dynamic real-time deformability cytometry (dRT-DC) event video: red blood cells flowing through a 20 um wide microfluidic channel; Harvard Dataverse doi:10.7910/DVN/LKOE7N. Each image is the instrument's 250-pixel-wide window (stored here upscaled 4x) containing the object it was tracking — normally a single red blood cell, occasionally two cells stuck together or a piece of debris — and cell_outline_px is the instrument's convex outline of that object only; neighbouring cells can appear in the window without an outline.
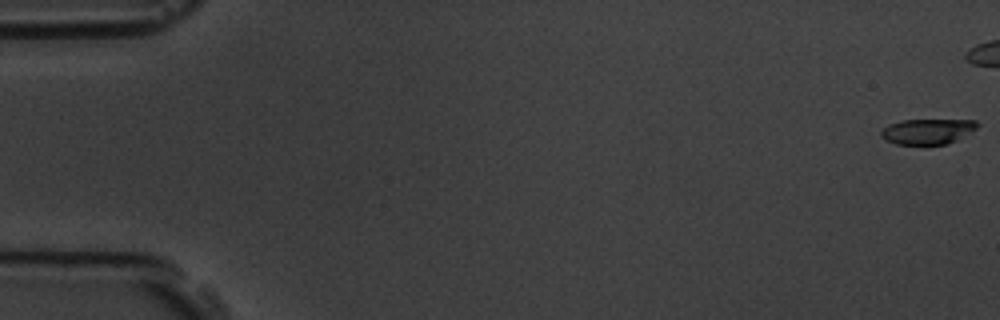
{"species": "common noctule bat (a hibernating species)", "species_latin": "Nyctalus noctula", "temperature_condition": "room temperature", "stored_images_in_passage": 47, "camera_frame_rate_fps": 3000, "um_per_image_px": 0.085, "animal": {"sex": "male", "body_mass_g": 19.5, "forearm_length_mm": 54.6}, "frame": {"image": 1, "passage_image": 1, "time_ms": 0.0, "image_size_px": [1000, 320], "cell_outline_px": [[980, 124], [972, 132], [948, 144], [896, 144], [880, 136], [880, 132], [888, 124], [900, 120], [976, 120]], "centroid_in_image_um": [78.86, 11.16], "position_along_channel_um": 6.1, "area_um2": 14.22}}
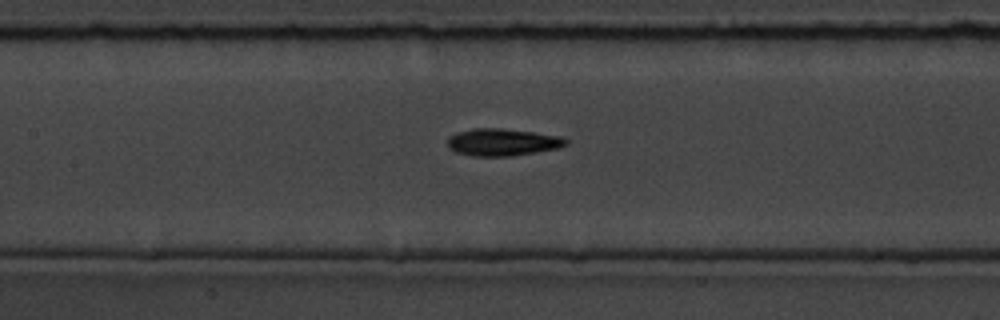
{"frame": {"image": 2, "passage_image": 28, "time_ms": 9.0, "image_size_px": [1000, 320], "cell_outline_px": [[568, 144], [556, 148], [508, 156], [472, 156], [456, 152], [448, 148], [448, 136], [456, 132], [472, 128], [500, 128], [532, 132], [560, 136], [568, 140]], "centroid_in_image_um": [42.64, 12.07], "position_along_channel_um": 164.8, "area_um2": 18.61}}
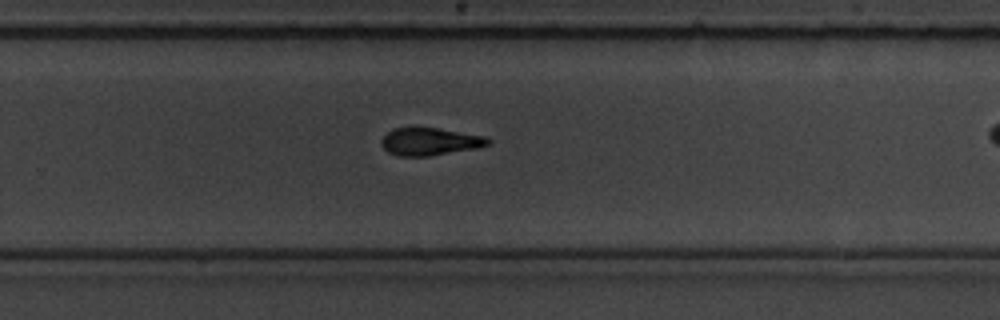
{"frame": {"image": 3, "passage_image": 39, "time_ms": 12.667, "image_size_px": [1000, 320], "cell_outline_px": [[492, 140], [488, 144], [476, 148], [428, 156], [400, 156], [388, 152], [380, 144], [380, 140], [392, 128], [436, 128], [488, 136]], "centroid_in_image_um": [36.54, 12.03], "position_along_channel_um": 293.3, "area_um2": 17.05}}